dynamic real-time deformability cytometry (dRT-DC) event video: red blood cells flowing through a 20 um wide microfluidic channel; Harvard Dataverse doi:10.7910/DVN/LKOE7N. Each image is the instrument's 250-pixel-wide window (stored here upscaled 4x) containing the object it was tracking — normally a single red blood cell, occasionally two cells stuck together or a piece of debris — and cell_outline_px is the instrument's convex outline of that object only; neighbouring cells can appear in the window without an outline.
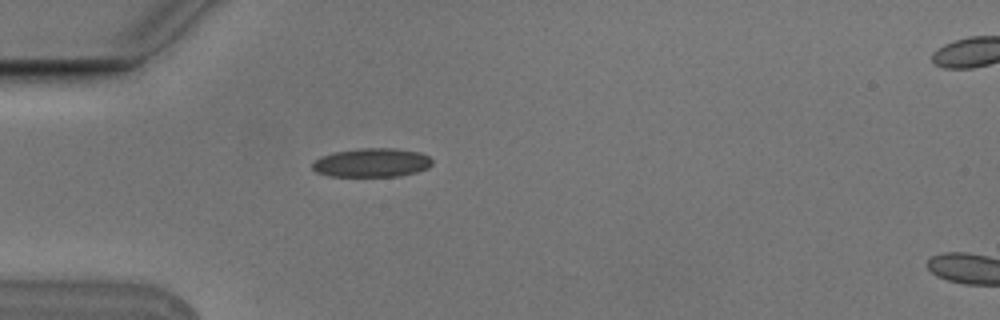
{"species": "Egyptian fruit bat (a non-hibernating species)", "species_latin": "Rousettus aegyptiacus", "temperature_condition": "cold", "stored_images_in_passage": 2, "camera_frame_rate_fps": 3000, "um_per_image_px": 0.085, "animal": {"sex": "male"}, "frame": {"image": 1, "passage_image": 1, "time_ms": 0.0, "image_size_px": [1000, 320], "cell_outline_px": [[432, 164], [428, 168], [416, 172], [400, 176], [328, 176], [316, 172], [312, 168], [312, 164], [320, 156], [332, 152], [360, 148], [396, 148], [420, 152], [428, 156], [432, 160]], "centroid_in_image_um": [31.59, 13.82], "position_along_channel_um": 53.4, "area_um2": 20.29}}